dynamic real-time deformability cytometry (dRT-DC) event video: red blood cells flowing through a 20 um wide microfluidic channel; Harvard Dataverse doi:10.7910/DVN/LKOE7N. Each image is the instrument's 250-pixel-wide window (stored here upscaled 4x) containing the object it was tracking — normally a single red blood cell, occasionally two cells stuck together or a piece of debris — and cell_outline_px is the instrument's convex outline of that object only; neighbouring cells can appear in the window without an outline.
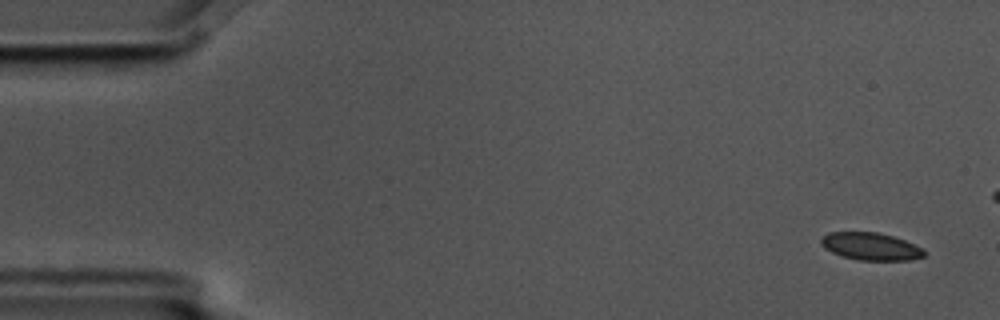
{"species": "common noctule bat (a hibernating species)", "species_latin": "Nyctalus noctula", "temperature_condition": "cold", "stored_images_in_passage": 5, "camera_frame_rate_fps": 3000, "um_per_image_px": 0.085, "animal": {"sex": "male", "body_mass_g": 17.5, "forearm_length_mm": 52.3}, "frame": {"image": 1, "passage_image": 1, "time_ms": 0.0, "image_size_px": [1000, 320], "cell_outline_px": [[924, 256], [908, 260], [860, 260], [844, 256], [832, 252], [824, 248], [820, 244], [820, 236], [828, 232], [876, 232], [892, 236], [904, 240], [924, 248]], "centroid_in_image_um": [73.98, 20.93], "position_along_channel_um": 11.0, "area_um2": 16.47}}